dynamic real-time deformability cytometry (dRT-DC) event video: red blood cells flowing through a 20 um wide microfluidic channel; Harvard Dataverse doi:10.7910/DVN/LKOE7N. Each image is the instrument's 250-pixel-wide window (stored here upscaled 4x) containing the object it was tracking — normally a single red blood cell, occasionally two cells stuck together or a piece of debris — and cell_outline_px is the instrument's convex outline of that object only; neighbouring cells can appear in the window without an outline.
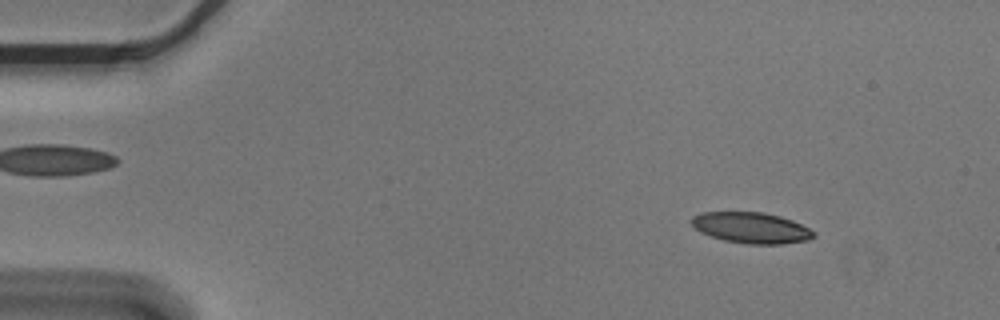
{"species": "Egyptian fruit bat (a non-hibernating species)", "species_latin": "Rousettus aegyptiacus", "temperature_condition": "cold", "stored_images_in_passage": 6, "camera_frame_rate_fps": 3000, "um_per_image_px": 0.085, "animal": {"sex": "male"}, "frame": {"image": 1, "passage_image": 1, "time_ms": 0.0, "image_size_px": [1000, 320], "cell_outline_px": [[816, 236], [808, 240], [780, 244], [744, 244], [724, 240], [700, 232], [688, 220], [692, 216], [700, 212], [764, 212], [780, 216], [792, 220], [816, 232]], "centroid_in_image_um": [63.84, 19.36], "position_along_channel_um": 21.2, "area_um2": 22.14}}
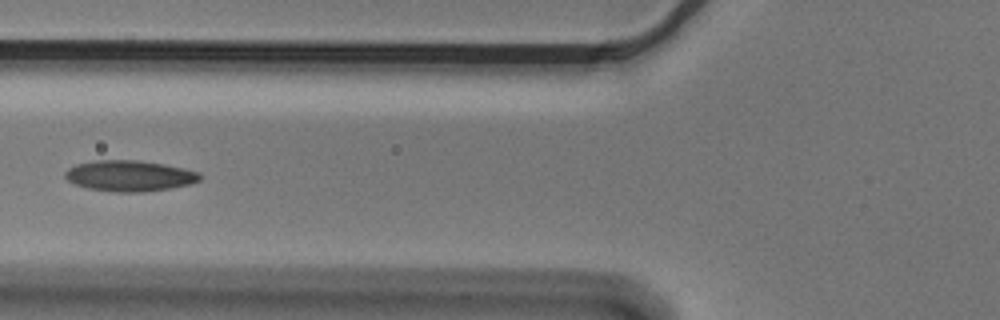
{"frame": {"image": 2, "passage_image": 5, "time_ms": 1.333, "image_size_px": [1000, 320], "cell_outline_px": [[204, 176], [200, 180], [192, 184], [172, 188], [144, 192], [112, 192], [88, 188], [76, 184], [68, 180], [64, 176], [64, 172], [68, 168], [76, 164], [96, 160], [136, 160], [164, 164], [184, 168], [200, 172]], "centroid_in_image_um": [11.05, 14.95], "position_along_channel_um": 114.7, "area_um2": 24.51}}
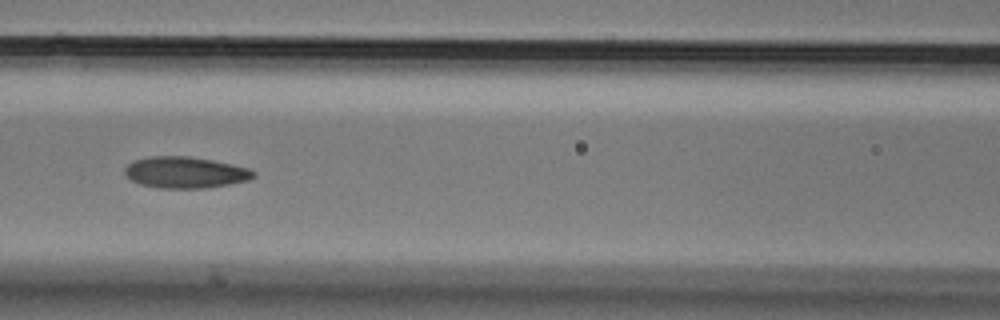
{"frame": {"image": 3, "passage_image": 6, "time_ms": 1.667, "image_size_px": [1000, 320], "cell_outline_px": [[256, 176], [248, 180], [208, 188], [160, 188], [140, 184], [132, 180], [124, 172], [124, 168], [132, 160], [152, 156], [188, 156], [212, 160], [232, 164], [248, 168], [256, 172]], "centroid_in_image_um": [15.75, 14.65], "position_along_channel_um": 150.9, "area_um2": 23.52}}